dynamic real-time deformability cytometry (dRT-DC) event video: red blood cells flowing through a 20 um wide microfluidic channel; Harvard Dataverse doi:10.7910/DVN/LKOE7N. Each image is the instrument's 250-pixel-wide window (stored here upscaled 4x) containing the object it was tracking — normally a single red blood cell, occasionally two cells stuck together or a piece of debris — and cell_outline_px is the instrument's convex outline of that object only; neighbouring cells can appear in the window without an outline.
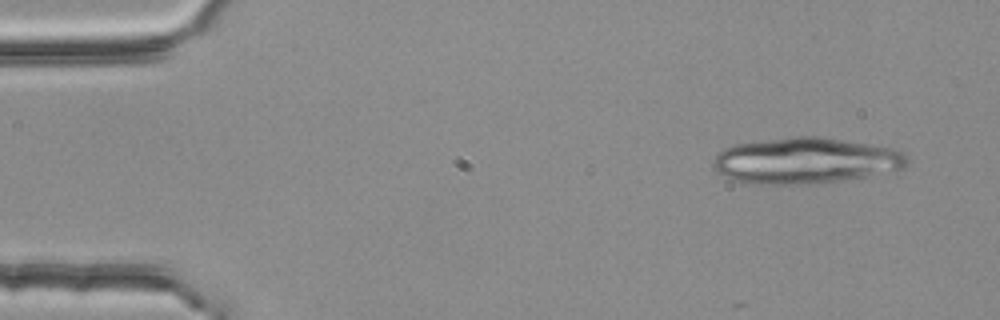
{"species": "common noctule bat (a hibernating species)", "species_latin": "Nyctalus noctula", "temperature_condition": "room temperature", "stored_images_in_passage": 5, "camera_frame_rate_fps": 3000, "um_per_image_px": 0.085, "animal": {"sex": "female", "body_mass_g": 25.1}, "frame": {"image": 1, "passage_image": 5, "time_ms": 1.333, "image_size_px": [1000, 320], "cell_outline_px": [[908, 156], [904, 168], [868, 176], [824, 184], [748, 184], [732, 180], [712, 168], [712, 160], [716, 152], [724, 148], [736, 144], [796, 136], [816, 136], [896, 148], [904, 152]], "centroid_in_image_um": [68.45, 13.67], "position_along_channel_um": 16.6, "area_um2": 52.48}}